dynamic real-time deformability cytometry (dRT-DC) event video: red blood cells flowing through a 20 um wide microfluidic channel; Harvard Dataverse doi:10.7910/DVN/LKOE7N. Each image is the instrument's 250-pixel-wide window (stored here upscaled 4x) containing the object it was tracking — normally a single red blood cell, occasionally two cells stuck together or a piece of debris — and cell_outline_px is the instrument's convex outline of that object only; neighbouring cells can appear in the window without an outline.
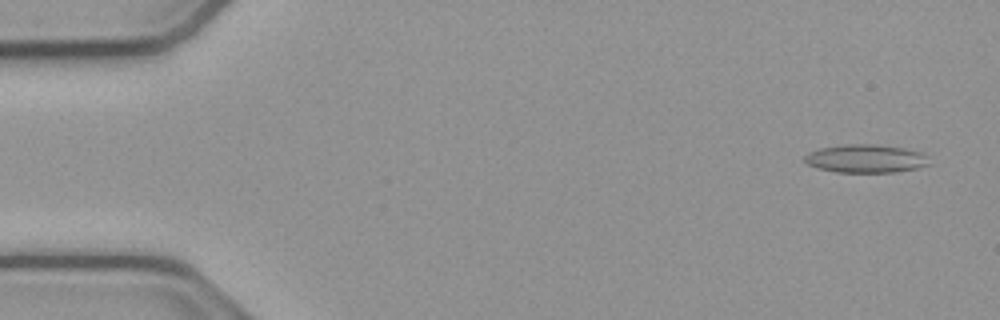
{"species": "common noctule bat (a hibernating species)", "species_latin": "Nyctalus noctula", "temperature_condition": "cold", "stored_images_in_passage": 54, "camera_frame_rate_fps": 3000, "um_per_image_px": 0.085, "animal": {"sex": "male", "body_mass_g": 23.1, "forearm_length_mm": 52.7}, "frame": {"image": 1, "passage_image": 3, "time_ms": 0.667, "image_size_px": [1000, 320], "cell_outline_px": [[928, 164], [916, 168], [896, 172], [836, 172], [816, 168], [808, 164], [804, 160], [804, 156], [808, 152], [820, 148], [844, 144], [872, 144], [904, 148], [924, 152], [928, 156]], "centroid_in_image_um": [73.58, 13.48], "position_along_channel_um": 11.4, "area_um2": 20.58}}
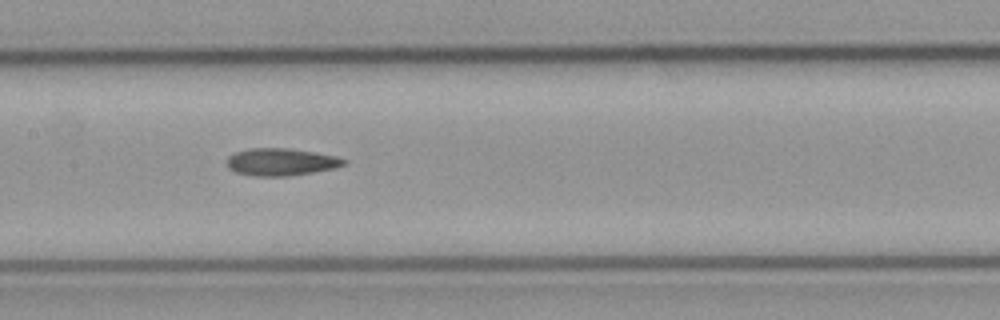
{"frame": {"image": 2, "passage_image": 26, "time_ms": 8.333, "image_size_px": [1000, 320], "cell_outline_px": [[348, 160], [344, 164], [336, 168], [288, 176], [256, 176], [236, 172], [228, 168], [228, 156], [236, 152], [248, 148], [288, 148], [336, 156]], "centroid_in_image_um": [23.89, 13.76], "position_along_channel_um": 183.5, "area_um2": 18.5}}
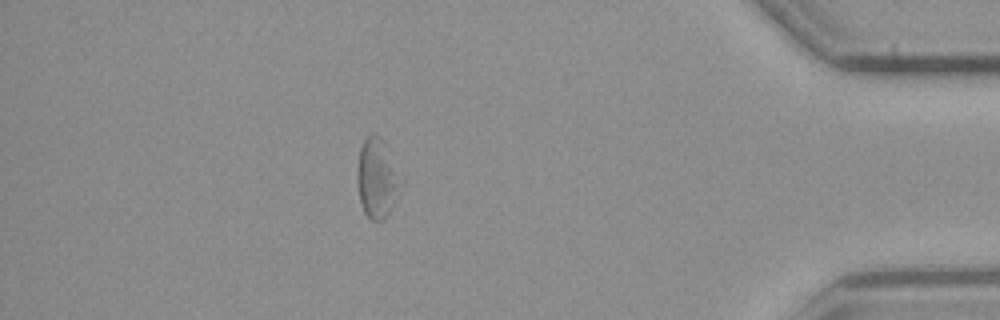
{"frame": {"image": 3, "passage_image": 47, "time_ms": 15.333, "image_size_px": [1000, 320], "cell_outline_px": [[404, 180], [388, 216], [384, 220], [372, 220], [364, 212], [360, 204], [356, 180], [356, 172], [360, 148], [364, 140], [368, 136], [380, 136], [384, 140]], "centroid_in_image_um": [32.07, 15.17], "position_along_channel_um": 403.1, "area_um2": 20.63}, "authors_computed_cell_mechanics": {"area_um2": 19.5075, "velocity_mm_per_s": 3.8341, "shape_relaxation_time_tau1_ms": null, "shape_relaxation_time_tau2_ms": 6.1665, "deformation_change_tau1": null, "deformation_change_tau2": 0.135}}